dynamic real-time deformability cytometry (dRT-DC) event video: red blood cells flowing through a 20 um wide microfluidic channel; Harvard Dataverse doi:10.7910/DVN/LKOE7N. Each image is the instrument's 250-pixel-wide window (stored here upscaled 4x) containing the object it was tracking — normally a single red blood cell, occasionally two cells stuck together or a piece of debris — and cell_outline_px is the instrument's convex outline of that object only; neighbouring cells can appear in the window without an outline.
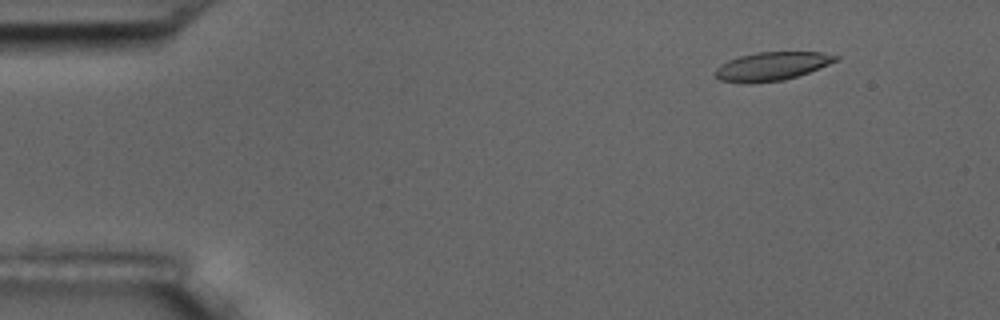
{"species": "common noctule bat (a hibernating species)", "species_latin": "Nyctalus noctula", "temperature_condition": "room temperature", "stored_images_in_passage": 5, "camera_frame_rate_fps": 3000, "um_per_image_px": 0.085, "animal": {"sex": "male", "body_mass_g": 17.5, "forearm_length_mm": 52.3}, "frame": {"image": 1, "passage_image": 2, "time_ms": 1.0, "image_size_px": [1000, 320], "cell_outline_px": [[840, 56], [836, 60], [828, 64], [808, 72], [784, 80], [744, 84], [720, 80], [716, 76], [716, 68], [720, 64], [728, 60], [740, 56], [756, 52], [820, 52]], "centroid_in_image_um": [65.56, 5.63], "position_along_channel_um": 19.4, "area_um2": 19.83}}
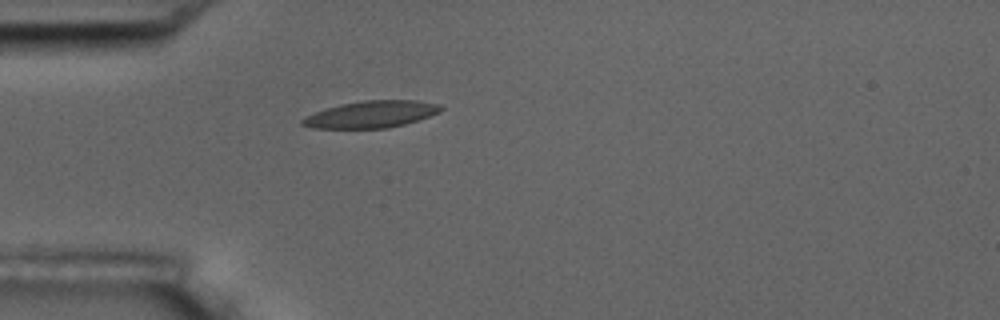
{"frame": {"image": 2, "passage_image": 5, "time_ms": 4.333, "image_size_px": [1000, 320], "cell_outline_px": [[444, 108], [440, 112], [404, 124], [388, 128], [312, 128], [300, 124], [300, 120], [324, 108], [340, 104], [364, 100], [416, 100], [440, 104]], "centroid_in_image_um": [31.55, 9.71], "position_along_channel_um": 53.4, "area_um2": 21.62}}